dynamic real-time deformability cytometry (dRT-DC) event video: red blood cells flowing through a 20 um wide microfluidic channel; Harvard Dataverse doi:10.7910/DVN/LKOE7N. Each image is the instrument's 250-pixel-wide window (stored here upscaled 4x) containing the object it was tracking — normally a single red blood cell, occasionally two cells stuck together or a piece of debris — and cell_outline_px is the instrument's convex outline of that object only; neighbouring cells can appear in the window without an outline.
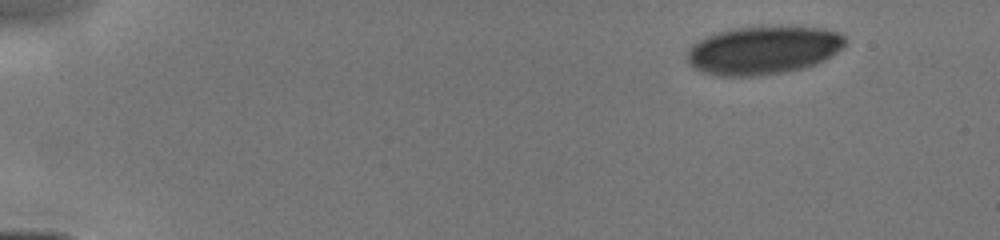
{"species": "human", "species_latin": "Homo sapiens", "temperature_condition": "cold", "stored_images_in_passage": 35, "camera_frame_rate_fps": 3000, "um_per_image_px": 0.085, "donor": {"sex": "male"}, "frame": {"image": 1, "passage_image": 1, "time_ms": 0.0, "image_size_px": [1000, 240], "cell_outline_px": [[844, 44], [836, 52], [824, 60], [816, 64], [804, 68], [788, 72], [760, 76], [716, 76], [692, 68], [688, 64], [688, 48], [692, 44], [708, 36], [732, 28], [824, 28], [836, 32], [844, 36]], "centroid_in_image_um": [64.83, 4.31], "position_along_channel_um": 20.2, "area_um2": 43.87}}
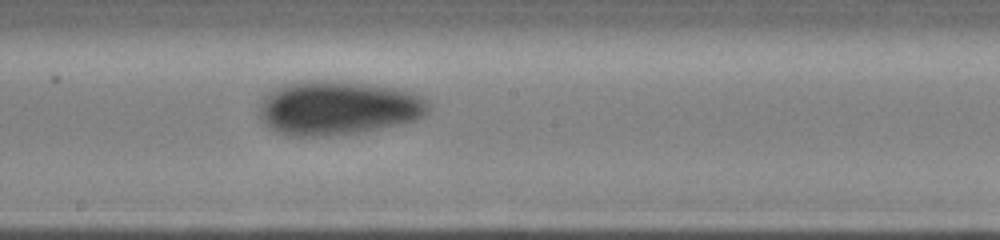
{"frame": {"image": 2, "passage_image": 20, "time_ms": 7.333, "image_size_px": [1000, 240], "cell_outline_px": [[432, 108], [424, 116], [416, 120], [356, 132], [312, 136], [288, 136], [276, 132], [264, 124], [260, 120], [260, 104], [264, 96], [272, 88], [296, 80], [344, 80], [400, 88], [428, 96]], "centroid_in_image_um": [28.75, 9.12], "position_along_channel_um": 219.4, "area_um2": 54.27}}
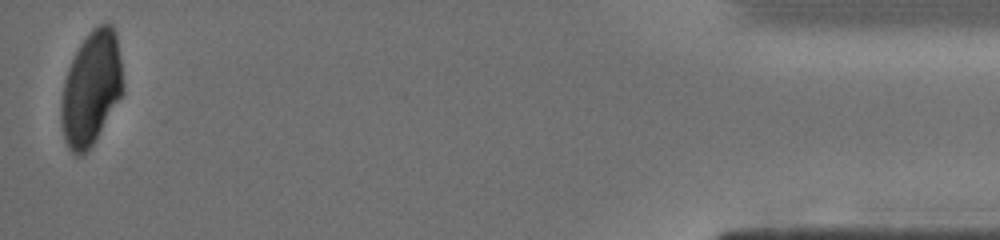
{"frame": {"image": 3, "passage_image": 35, "time_ms": 13.667, "image_size_px": [1000, 240], "cell_outline_px": [[124, 92], [92, 144], [80, 156], [76, 156], [68, 148], [64, 140], [60, 120], [60, 100], [64, 80], [68, 68], [80, 44], [88, 32], [92, 28], [100, 24], [112, 24], [116, 32], [120, 60]], "centroid_in_image_um": [7.73, 7.51], "position_along_channel_um": 427.5, "area_um2": 40.92}}